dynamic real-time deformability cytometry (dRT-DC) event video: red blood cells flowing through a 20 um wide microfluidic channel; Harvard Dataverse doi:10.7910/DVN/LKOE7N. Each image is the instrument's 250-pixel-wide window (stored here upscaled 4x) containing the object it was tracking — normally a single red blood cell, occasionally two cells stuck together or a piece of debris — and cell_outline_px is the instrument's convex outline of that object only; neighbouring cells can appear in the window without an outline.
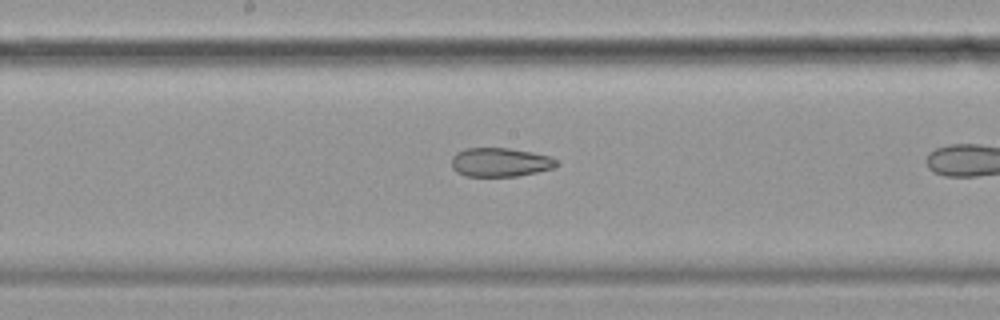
{"species": "common noctule bat (a hibernating species)", "species_latin": "Nyctalus noctula", "temperature_condition": "cold", "stored_images_in_passage": 20, "camera_frame_rate_fps": 3000, "um_per_image_px": 0.085, "animal": {"sex": "female", "body_mass_g": 19.9}, "frame": {"image": 1, "passage_image": 15, "time_ms": 4.667, "image_size_px": [1000, 320], "cell_outline_px": [[560, 164], [552, 168], [536, 172], [516, 176], [464, 176], [456, 172], [452, 168], [452, 156], [456, 152], [464, 148], [508, 148], [532, 152], [552, 156], [560, 160]], "centroid_in_image_um": [42.53, 13.78], "position_along_channel_um": 205.7, "area_um2": 17.92}}